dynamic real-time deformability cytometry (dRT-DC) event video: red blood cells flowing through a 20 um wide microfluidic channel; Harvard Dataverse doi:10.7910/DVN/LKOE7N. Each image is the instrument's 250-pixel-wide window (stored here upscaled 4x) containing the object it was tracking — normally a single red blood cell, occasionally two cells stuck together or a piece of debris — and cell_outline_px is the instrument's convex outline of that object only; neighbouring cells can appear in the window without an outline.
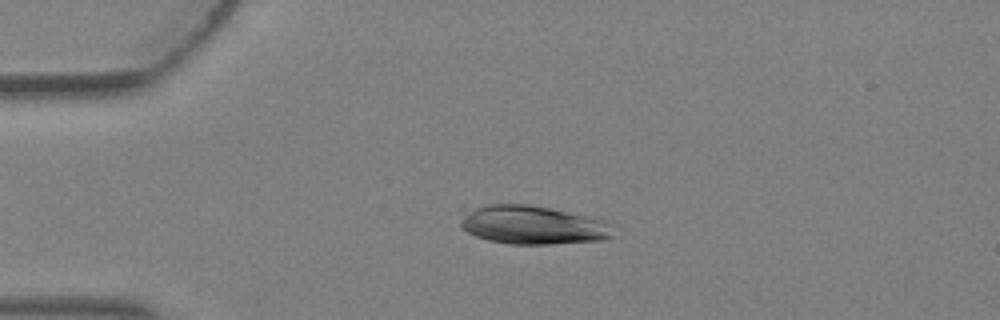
{"species": "Egyptian fruit bat (a non-hibernating species)", "species_latin": "Rousettus aegyptiacus", "temperature_condition": "warm", "stored_images_in_passage": 5, "camera_frame_rate_fps": 3000, "um_per_image_px": 0.085, "animal": {"sex": "female"}, "frame": {"image": 1, "passage_image": 5, "time_ms": 1.333, "image_size_px": [1000, 320], "cell_outline_px": [[616, 224], [612, 236], [604, 240], [548, 244], [508, 244], [488, 240], [476, 236], [468, 232], [460, 224], [460, 204], [528, 204], [568, 212], [604, 220]], "centroid_in_image_um": [45.17, 19.09], "position_along_channel_um": 39.8, "area_um2": 35.37}}